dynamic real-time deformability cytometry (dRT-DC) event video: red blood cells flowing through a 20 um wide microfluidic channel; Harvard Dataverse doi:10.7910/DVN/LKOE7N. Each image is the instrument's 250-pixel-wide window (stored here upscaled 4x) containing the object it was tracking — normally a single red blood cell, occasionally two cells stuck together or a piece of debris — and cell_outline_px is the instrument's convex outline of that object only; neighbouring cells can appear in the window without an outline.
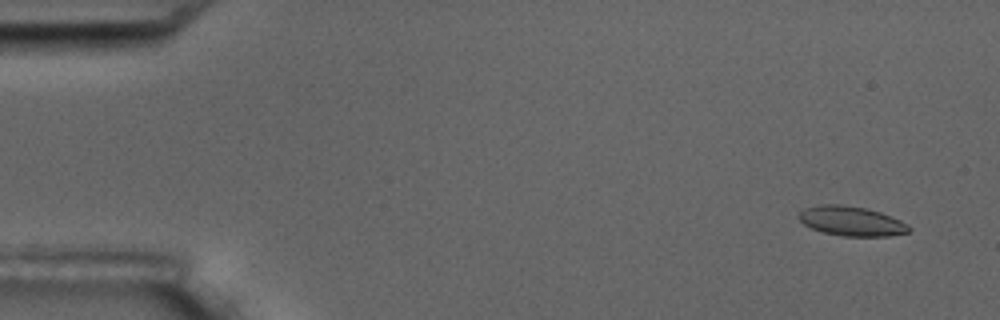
{"species": "common noctule bat (a hibernating species)", "species_latin": "Nyctalus noctula", "temperature_condition": "room temperature", "stored_images_in_passage": 5, "camera_frame_rate_fps": 3000, "um_per_image_px": 0.085, "animal": {"sex": "male", "body_mass_g": 17.5, "forearm_length_mm": 52.3}, "frame": {"image": 1, "passage_image": 1, "time_ms": 0.0, "image_size_px": [1000, 320], "cell_outline_px": [[912, 228], [908, 232], [888, 236], [844, 236], [824, 232], [812, 228], [804, 224], [800, 220], [800, 212], [804, 208], [820, 204], [840, 204], [864, 208], [880, 212], [900, 220], [908, 224]], "centroid_in_image_um": [72.39, 18.79], "position_along_channel_um": 12.6, "area_um2": 18.79}}
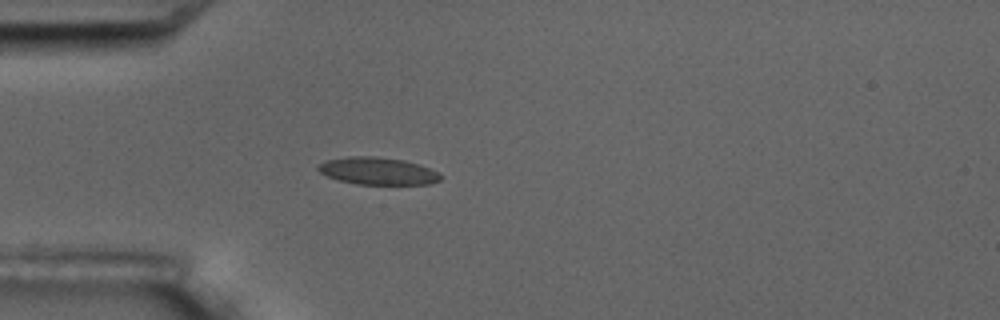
{"frame": {"image": 2, "passage_image": 5, "time_ms": 4.333, "image_size_px": [1000, 320], "cell_outline_px": [[444, 176], [440, 180], [428, 184], [356, 184], [340, 180], [328, 176], [320, 172], [316, 168], [324, 160], [348, 156], [372, 156], [404, 160], [420, 164], [440, 172]], "centroid_in_image_um": [32.14, 14.53], "position_along_channel_um": 52.9, "area_um2": 19.59}}